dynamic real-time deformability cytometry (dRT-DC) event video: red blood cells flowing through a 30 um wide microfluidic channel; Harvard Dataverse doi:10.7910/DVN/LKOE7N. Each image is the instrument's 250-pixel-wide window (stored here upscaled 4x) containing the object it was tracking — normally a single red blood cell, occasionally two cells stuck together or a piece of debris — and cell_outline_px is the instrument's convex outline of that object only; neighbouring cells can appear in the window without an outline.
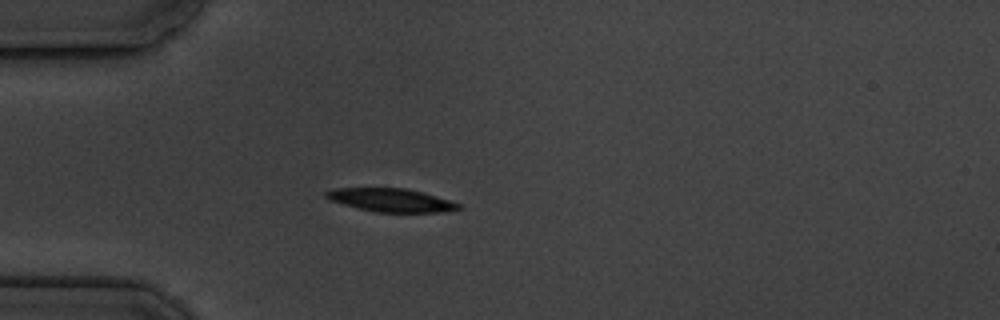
{"species": "common noctule bat (a hibernating species)", "species_latin": "Nyctalus noctula", "temperature_condition": "cold", "stored_images_in_passage": 4, "camera_frame_rate_fps": 3000, "um_per_image_px": 0.085, "animal": {"sex": "male", "body_mass_g": 19.5, "forearm_length_mm": 54.6}, "frame": {"image": 1, "passage_image": 1, "time_ms": 0.0, "image_size_px": [1000, 320], "cell_outline_px": [[464, 208], [440, 212], [376, 212], [328, 200], [324, 196], [324, 192], [336, 188], [404, 188], [436, 196], [460, 204]], "centroid_in_image_um": [33.21, 17.01], "position_along_channel_um": 51.8, "area_um2": 17.74}}